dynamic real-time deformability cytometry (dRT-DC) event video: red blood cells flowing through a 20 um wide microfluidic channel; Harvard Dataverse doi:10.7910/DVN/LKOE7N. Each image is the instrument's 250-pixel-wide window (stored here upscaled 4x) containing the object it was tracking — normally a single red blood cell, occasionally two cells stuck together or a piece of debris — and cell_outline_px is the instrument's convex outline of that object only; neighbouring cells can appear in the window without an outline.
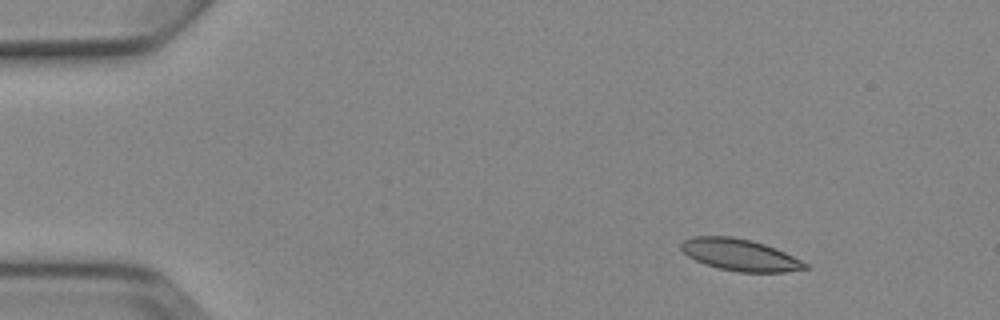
{"species": "Egyptian fruit bat (a non-hibernating species)", "species_latin": "Rousettus aegyptiacus", "temperature_condition": "cold", "stored_images_in_passage": 5, "camera_frame_rate_fps": 3000, "um_per_image_px": 0.085, "animal": {"sex": "female"}, "frame": {"image": 1, "passage_image": 1, "time_ms": 0.0, "image_size_px": [1000, 320], "cell_outline_px": [[812, 268], [784, 272], [740, 272], [720, 268], [704, 264], [688, 256], [680, 248], [680, 244], [684, 240], [692, 236], [732, 236], [752, 240], [776, 248], [808, 264]], "centroid_in_image_um": [62.9, 21.66], "position_along_channel_um": 22.1, "area_um2": 22.95}}
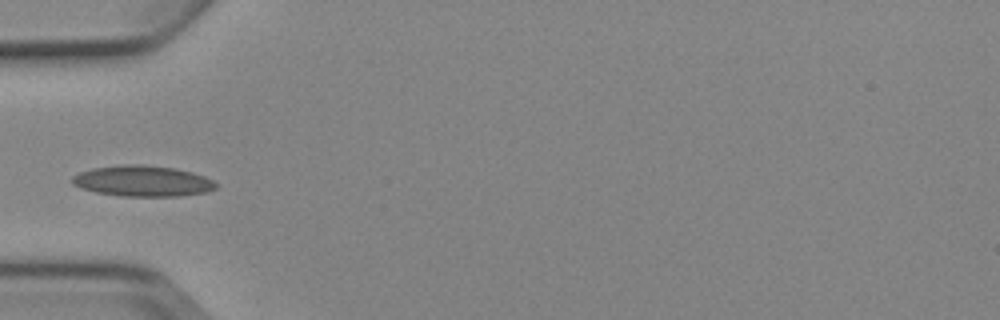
{"frame": {"image": 2, "passage_image": 4, "time_ms": 3.667, "image_size_px": [1000, 320], "cell_outline_px": [[216, 188], [208, 192], [180, 196], [120, 196], [96, 192], [80, 188], [72, 184], [72, 176], [80, 172], [92, 168], [120, 164], [144, 164], [176, 168], [192, 172], [204, 176], [212, 180], [216, 184]], "centroid_in_image_um": [12.11, 15.38], "position_along_channel_um": 72.9, "area_um2": 26.07}}
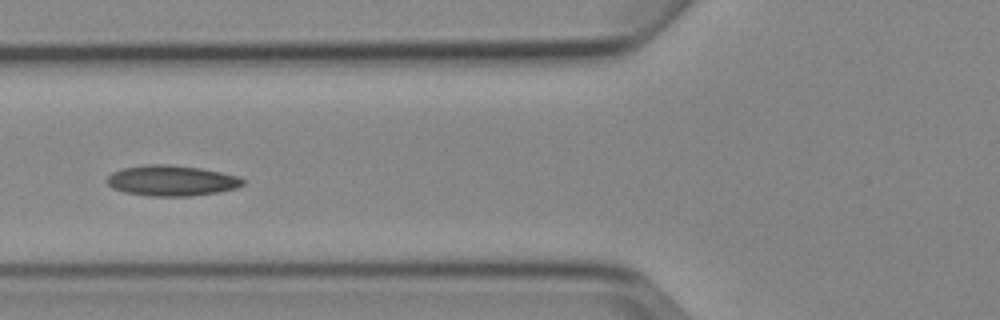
{"frame": {"image": 3, "passage_image": 5, "time_ms": 4.667, "image_size_px": [1000, 320], "cell_outline_px": [[244, 184], [236, 188], [220, 192], [188, 196], [148, 196], [124, 192], [112, 188], [108, 184], [108, 176], [112, 172], [124, 168], [148, 164], [168, 164], [200, 168], [240, 176], [244, 180]], "centroid_in_image_um": [14.6, 15.35], "position_along_channel_um": 111.2, "area_um2": 24.22}}